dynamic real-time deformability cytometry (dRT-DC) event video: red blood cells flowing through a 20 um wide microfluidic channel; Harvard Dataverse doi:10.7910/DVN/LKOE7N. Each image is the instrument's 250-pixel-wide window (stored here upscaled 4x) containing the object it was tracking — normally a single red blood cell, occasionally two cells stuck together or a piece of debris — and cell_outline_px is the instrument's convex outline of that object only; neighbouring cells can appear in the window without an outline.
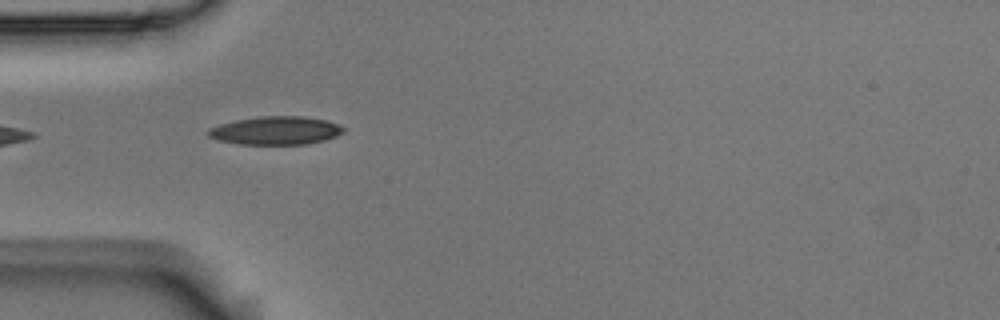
{"species": "Egyptian fruit bat (a non-hibernating species)", "species_latin": "Rousettus aegyptiacus", "temperature_condition": "room temperature", "stored_images_in_passage": 6, "camera_frame_rate_fps": 3000, "um_per_image_px": 0.085, "animal": {"sex": "male"}, "frame": {"image": 1, "passage_image": 5, "time_ms": 1.333, "image_size_px": [1000, 320], "cell_outline_px": [[344, 132], [336, 136], [324, 140], [304, 144], [240, 144], [216, 140], [208, 136], [204, 132], [208, 128], [220, 124], [236, 120], [260, 116], [300, 116], [328, 120], [344, 128]], "centroid_in_image_um": [23.38, 11.09], "position_along_channel_um": 61.6, "area_um2": 22.31}}
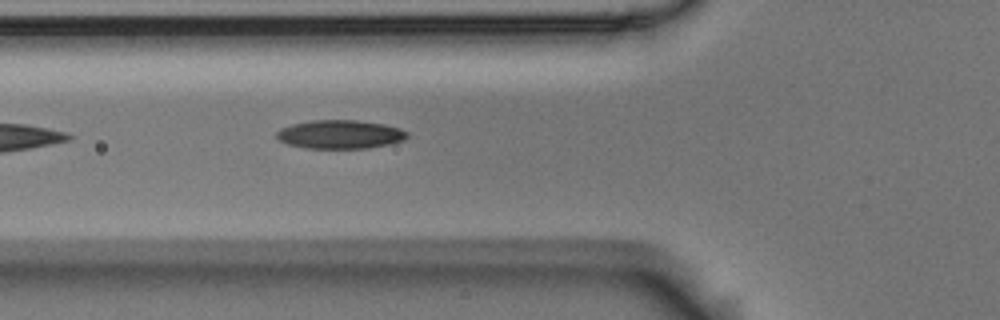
{"frame": {"image": 2, "passage_image": 6, "time_ms": 1.667, "image_size_px": [1000, 320], "cell_outline_px": [[408, 136], [404, 140], [388, 144], [368, 148], [304, 148], [288, 144], [280, 140], [276, 136], [276, 132], [280, 128], [292, 124], [312, 120], [356, 120], [384, 124], [400, 128], [408, 132]], "centroid_in_image_um": [28.91, 11.42], "position_along_channel_um": 96.9, "area_um2": 21.79}}